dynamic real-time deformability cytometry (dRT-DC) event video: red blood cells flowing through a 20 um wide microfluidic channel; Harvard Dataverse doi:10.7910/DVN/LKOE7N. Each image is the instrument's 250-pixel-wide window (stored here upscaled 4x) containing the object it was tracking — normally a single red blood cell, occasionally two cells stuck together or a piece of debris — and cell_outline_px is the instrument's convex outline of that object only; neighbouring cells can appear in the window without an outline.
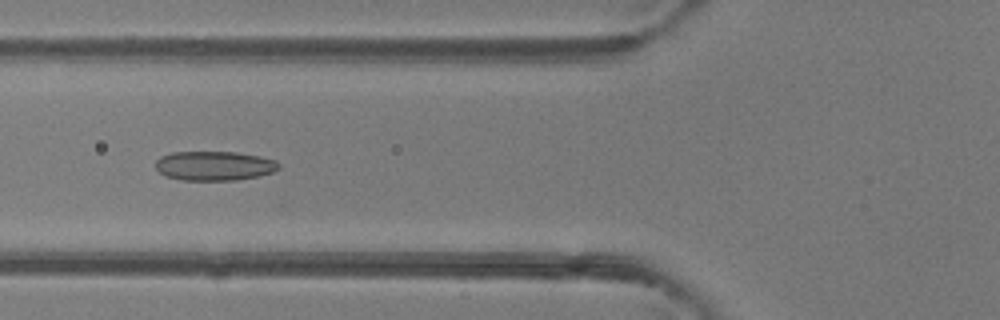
{"species": "common noctule bat (a hibernating species)", "species_latin": "Nyctalus noctula", "temperature_condition": "room temperature", "stored_images_in_passage": 31, "camera_frame_rate_fps": 3000, "um_per_image_px": 0.085, "animal": {"sex": "female"}, "frame": {"image": 1, "passage_image": 4, "time_ms": 1.0, "image_size_px": [1000, 320], "cell_outline_px": [[280, 168], [272, 172], [260, 176], [236, 180], [180, 180], [164, 176], [156, 168], [156, 160], [160, 156], [172, 152], [236, 152], [260, 156], [276, 160], [280, 164]], "centroid_in_image_um": [18.22, 14.09], "position_along_channel_um": 107.6, "area_um2": 21.27}}
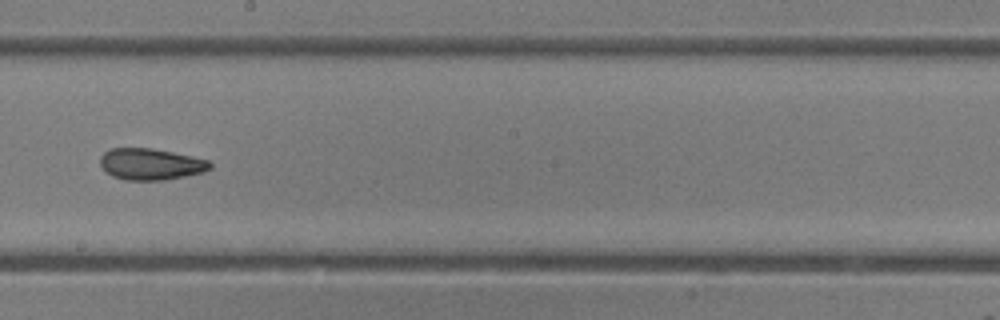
{"frame": {"image": 2, "passage_image": 13, "time_ms": 4.0, "image_size_px": [1000, 320], "cell_outline_px": [[212, 168], [204, 172], [164, 180], [124, 180], [112, 176], [104, 172], [100, 164], [100, 156], [104, 152], [112, 148], [152, 148], [192, 156], [208, 160], [212, 164]], "centroid_in_image_um": [12.79, 13.95], "position_along_channel_um": 235.4, "area_um2": 20.29}}
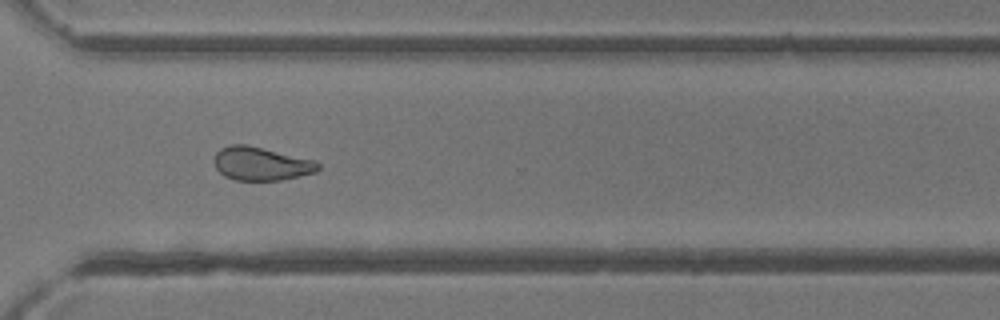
{"frame": {"image": 3, "passage_image": 21, "time_ms": 6.667, "image_size_px": [1000, 320], "cell_outline_px": [[320, 168], [316, 172], [280, 180], [236, 180], [224, 176], [216, 168], [212, 160], [216, 152], [220, 148], [232, 144], [244, 144], [316, 160], [320, 164]], "centroid_in_image_um": [22.17, 13.91], "position_along_channel_um": 348.4, "area_um2": 20.29}, "authors_computed_cell_mechanics": {"area_um2": 20.6924, "velocity_mm_per_s": 4.2502, "shape_relaxation_time_tau1_ms": 5.7236, "shape_relaxation_time_tau2_ms": 2.1692, "deformation_change_tau1": 0.1281, "deformation_change_tau2": 0.0928}}